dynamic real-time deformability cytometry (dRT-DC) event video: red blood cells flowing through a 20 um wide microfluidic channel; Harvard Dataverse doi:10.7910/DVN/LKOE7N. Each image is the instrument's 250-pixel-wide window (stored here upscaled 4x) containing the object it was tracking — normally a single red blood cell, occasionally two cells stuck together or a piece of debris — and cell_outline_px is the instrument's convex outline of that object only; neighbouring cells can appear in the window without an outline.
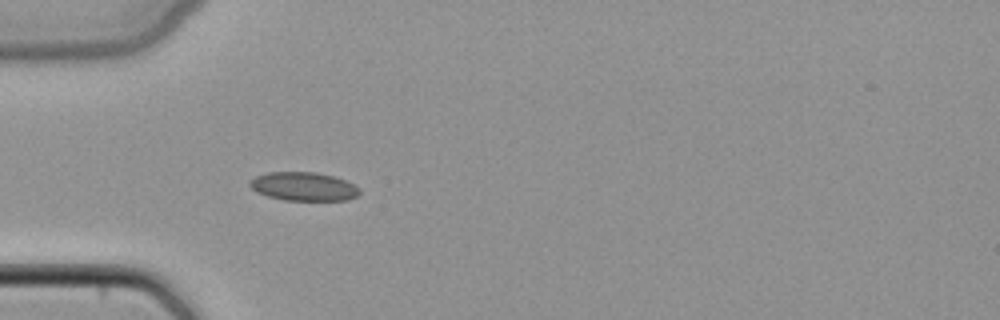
{"species": "common noctule bat (a hibernating species)", "species_latin": "Nyctalus noctula", "temperature_condition": "cold", "stored_images_in_passage": 34, "camera_frame_rate_fps": 3000, "um_per_image_px": 0.085, "animal": {"sex": "female", "body_mass_g": 22.7, "forearm_length_mm": 54.2}, "frame": {"image": 1, "passage_image": 1, "time_ms": 0.0, "image_size_px": [1000, 320], "cell_outline_px": [[360, 192], [356, 196], [348, 200], [284, 200], [268, 196], [256, 192], [248, 184], [256, 176], [268, 172], [316, 172], [332, 176], [344, 180], [360, 188]], "centroid_in_image_um": [25.8, 15.85], "position_along_channel_um": 59.2, "area_um2": 18.15}}
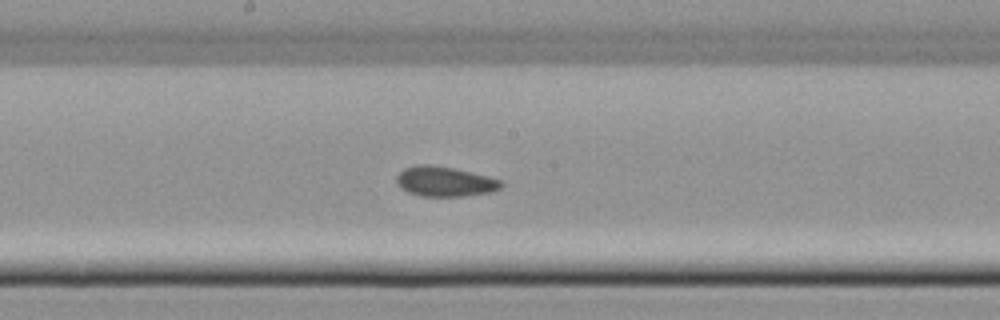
{"frame": {"image": 2, "passage_image": 12, "time_ms": 3.667, "image_size_px": [1000, 320], "cell_outline_px": [[504, 184], [500, 188], [492, 192], [464, 196], [420, 196], [408, 192], [400, 188], [396, 180], [396, 176], [404, 168], [416, 164], [432, 164], [472, 172], [488, 176], [500, 180]], "centroid_in_image_um": [37.79, 15.42], "position_along_channel_um": 210.4, "area_um2": 18.38}}
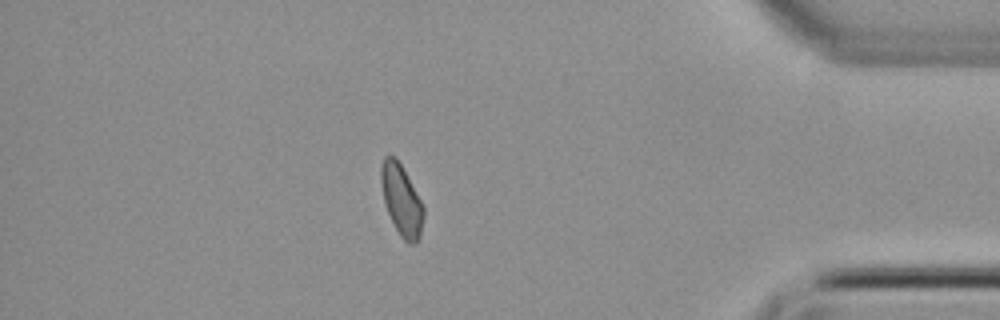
{"frame": {"image": 3, "passage_image": 28, "time_ms": 9.0, "image_size_px": [1000, 320], "cell_outline_px": [[424, 216], [420, 240], [416, 244], [408, 244], [400, 236], [388, 212], [384, 200], [380, 180], [380, 164], [384, 156], [396, 156], [420, 200], [424, 208]], "centroid_in_image_um": [34.13, 17.03], "position_along_channel_um": 401.1, "area_um2": 17.51}}